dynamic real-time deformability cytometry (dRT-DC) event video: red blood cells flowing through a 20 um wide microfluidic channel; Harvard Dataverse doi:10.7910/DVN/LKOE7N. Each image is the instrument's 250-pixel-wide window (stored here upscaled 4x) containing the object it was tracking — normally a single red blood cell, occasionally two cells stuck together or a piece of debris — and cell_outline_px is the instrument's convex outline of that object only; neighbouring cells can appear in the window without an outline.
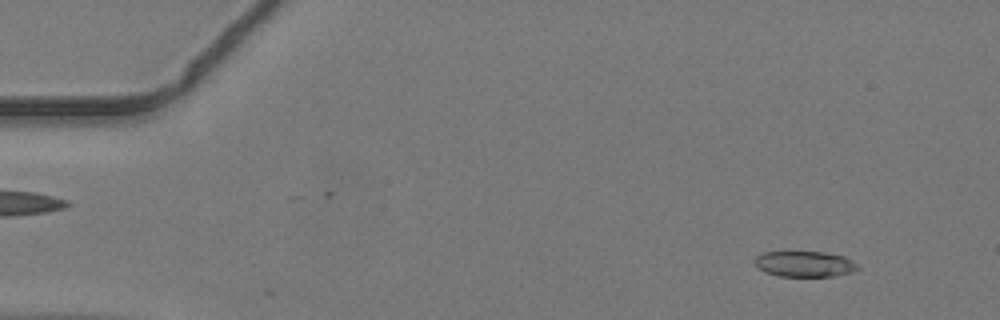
{"species": "common noctule bat (a hibernating species)", "species_latin": "Nyctalus noctula", "temperature_condition": "warm", "stored_images_in_passage": 46, "camera_frame_rate_fps": 3000, "um_per_image_px": 0.085, "animal": {"sex": "male", "body_mass_g": 19.2, "forearm_length_mm": 51.8}, "frame": {"image": 1, "passage_image": 3, "time_ms": 0.667, "image_size_px": [1000, 320], "cell_outline_px": [[860, 268], [852, 272], [836, 276], [780, 276], [764, 272], [756, 268], [752, 260], [756, 256], [764, 252], [788, 248], [824, 252], [844, 256], [856, 264]], "centroid_in_image_um": [68.29, 22.38], "position_along_channel_um": 16.7, "area_um2": 16.42}}
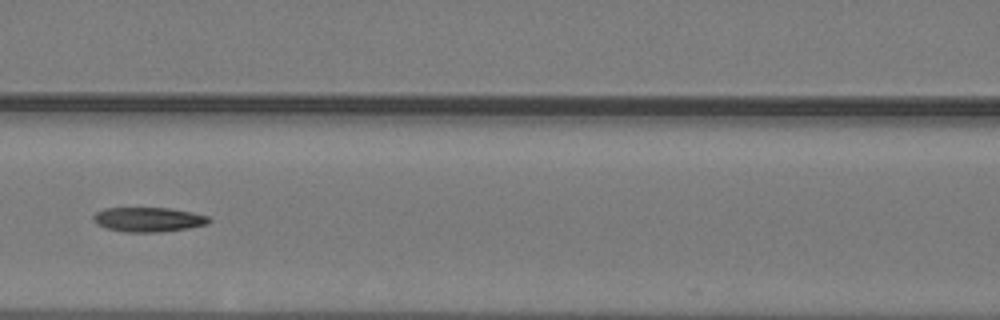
{"frame": {"image": 2, "passage_image": 20, "time_ms": 6.333, "image_size_px": [1000, 320], "cell_outline_px": [[212, 220], [208, 224], [188, 228], [160, 232], [124, 232], [104, 228], [96, 224], [92, 220], [92, 216], [96, 212], [104, 208], [168, 208], [192, 212], [208, 216]], "centroid_in_image_um": [12.58, 18.66], "position_along_channel_um": 154.0, "area_um2": 16.7}}
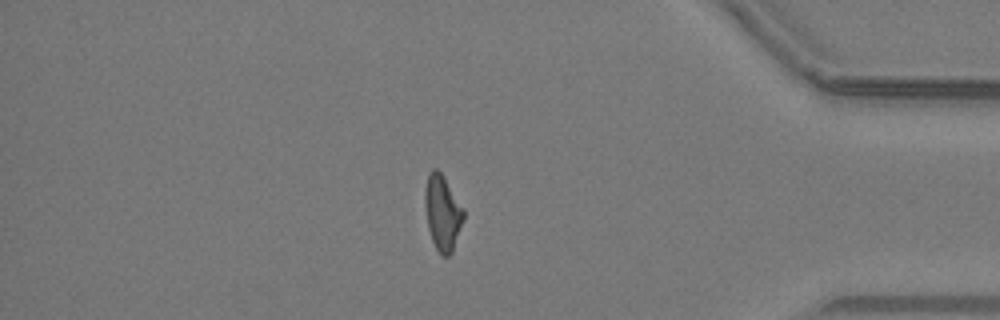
{"frame": {"image": 3, "passage_image": 39, "time_ms": 12.667, "image_size_px": [1000, 320], "cell_outline_px": [[464, 220], [452, 252], [448, 256], [444, 256], [436, 248], [432, 240], [428, 228], [424, 204], [424, 188], [428, 172], [432, 168], [436, 168], [440, 172], [464, 208]], "centroid_in_image_um": [37.6, 18.05], "position_along_channel_um": 397.6, "area_um2": 16.99}}